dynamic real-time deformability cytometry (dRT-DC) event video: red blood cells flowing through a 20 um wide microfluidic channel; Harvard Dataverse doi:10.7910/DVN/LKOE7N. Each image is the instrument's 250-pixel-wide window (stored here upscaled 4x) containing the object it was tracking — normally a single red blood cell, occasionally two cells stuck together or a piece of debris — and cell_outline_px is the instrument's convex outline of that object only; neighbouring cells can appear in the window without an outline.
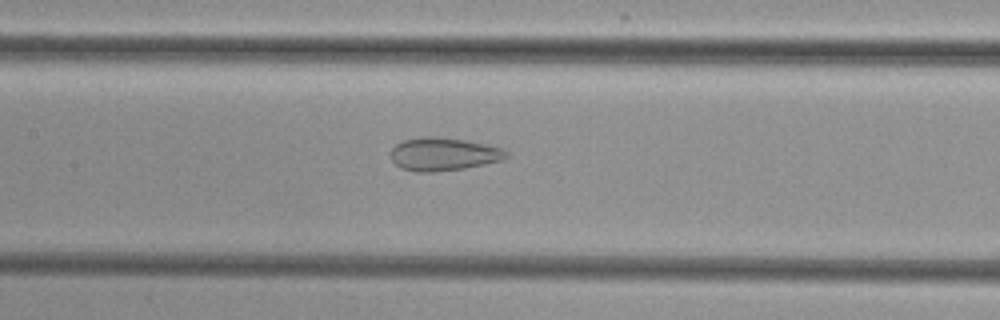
{"species": "common noctule bat (a hibernating species)", "species_latin": "Nyctalus noctula", "temperature_condition": "cold", "stored_images_in_passage": 41, "camera_frame_rate_fps": 3000, "um_per_image_px": 0.085, "animal": {"sex": "female", "body_mass_g": 29.2, "forearm_length_mm": 56.3}, "frame": {"image": 1, "passage_image": 14, "time_ms": 4.333, "image_size_px": [1000, 320], "cell_outline_px": [[508, 156], [504, 160], [464, 168], [436, 172], [416, 172], [400, 168], [392, 160], [392, 148], [396, 144], [404, 140], [424, 136], [432, 136], [464, 140], [504, 148], [508, 152]], "centroid_in_image_um": [37.71, 13.11], "position_along_channel_um": 169.7, "area_um2": 22.25}}
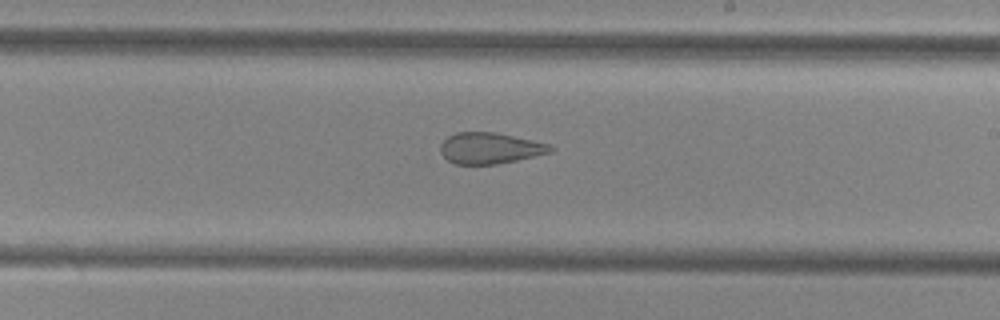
{"frame": {"image": 2, "passage_image": 20, "time_ms": 6.333, "image_size_px": [1000, 320], "cell_outline_px": [[556, 148], [552, 152], [516, 160], [496, 164], [456, 164], [448, 160], [440, 152], [440, 144], [448, 136], [456, 132], [496, 132], [552, 144]], "centroid_in_image_um": [41.68, 12.58], "position_along_channel_um": 247.3, "area_um2": 20.06}}
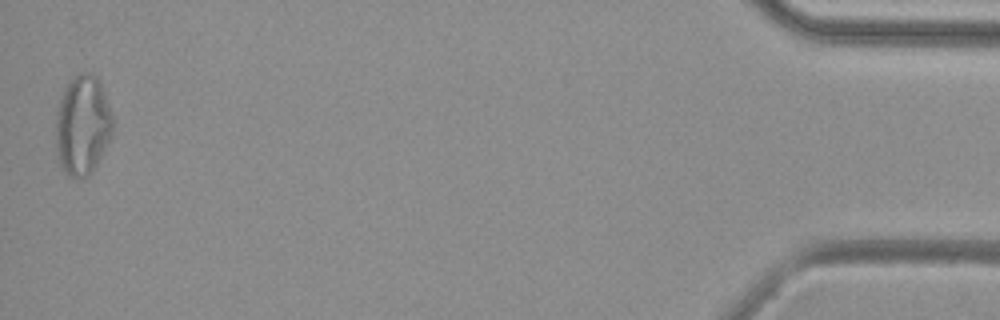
{"frame": {"image": 3, "passage_image": 41, "time_ms": 13.333, "image_size_px": [1000, 320], "cell_outline_px": [[112, 132], [96, 164], [88, 176], [76, 180], [68, 176], [64, 172], [60, 164], [56, 144], [56, 112], [60, 100], [68, 84], [80, 72], [88, 72], [96, 76], [100, 80], [112, 112]], "centroid_in_image_um": [7.01, 10.65], "position_along_channel_um": 428.2, "area_um2": 32.83}}